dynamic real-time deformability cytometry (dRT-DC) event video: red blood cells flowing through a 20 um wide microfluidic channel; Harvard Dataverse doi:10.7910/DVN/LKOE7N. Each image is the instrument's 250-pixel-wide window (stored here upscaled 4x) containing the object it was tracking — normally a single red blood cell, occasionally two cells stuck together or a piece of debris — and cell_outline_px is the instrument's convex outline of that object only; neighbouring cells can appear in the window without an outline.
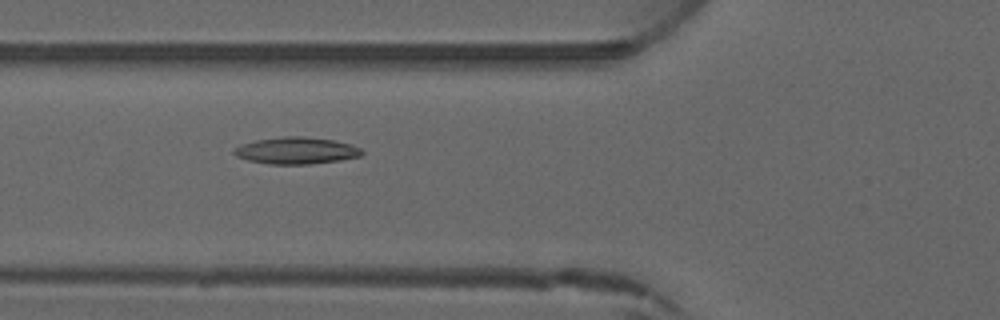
{"species": "common noctule bat (a hibernating species)", "species_latin": "Nyctalus noctula", "temperature_condition": "warm", "stored_images_in_passage": 5, "camera_frame_rate_fps": 3000, "um_per_image_px": 0.085, "animal": {"sex": "male", "forearm_length_mm": 52.5}, "frame": {"image": 1, "passage_image": 5, "time_ms": 4.667, "image_size_px": [1000, 320], "cell_outline_px": [[364, 152], [360, 156], [340, 160], [308, 164], [268, 164], [248, 160], [236, 156], [232, 152], [240, 144], [256, 140], [284, 136], [300, 136], [332, 140], [352, 144], [360, 148]], "centroid_in_image_um": [25.18, 12.8], "position_along_channel_um": 100.6, "area_um2": 19.88}}